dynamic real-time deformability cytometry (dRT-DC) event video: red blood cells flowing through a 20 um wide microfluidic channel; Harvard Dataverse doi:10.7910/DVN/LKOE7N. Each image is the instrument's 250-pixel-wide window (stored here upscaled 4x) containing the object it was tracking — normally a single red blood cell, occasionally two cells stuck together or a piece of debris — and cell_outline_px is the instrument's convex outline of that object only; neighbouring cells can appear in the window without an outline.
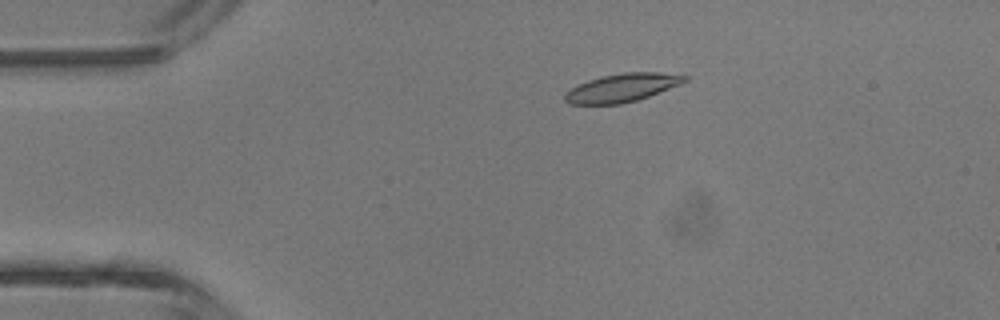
{"species": "common noctule bat (a hibernating species)", "species_latin": "Nyctalus noctula", "temperature_condition": "room temperature", "stored_images_in_passage": 3, "camera_frame_rate_fps": 3000, "um_per_image_px": 0.085, "animal": {"sex": "male", "body_mass_g": 13.3}, "frame": {"image": 1, "passage_image": 2, "time_ms": 1.333, "image_size_px": [1000, 320], "cell_outline_px": [[688, 80], [680, 84], [648, 96], [636, 100], [620, 104], [568, 104], [564, 100], [564, 92], [576, 84], [600, 76], [624, 72], [660, 72], [688, 76]], "centroid_in_image_um": [52.82, 7.45], "position_along_channel_um": 32.2, "area_um2": 19.83}}
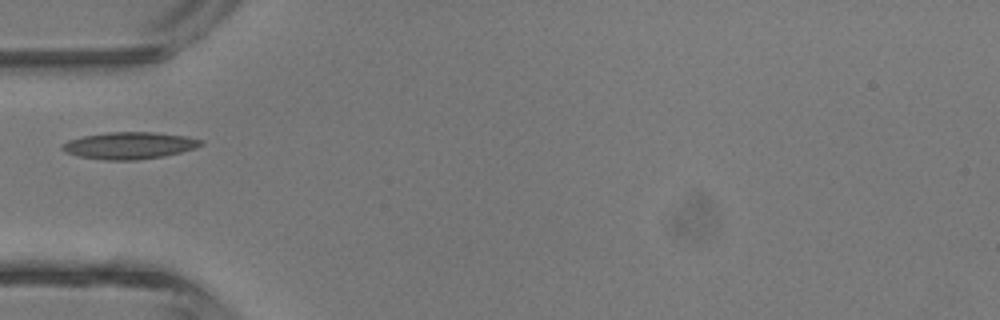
{"frame": {"image": 2, "passage_image": 3, "time_ms": 3.333, "image_size_px": [1000, 320], "cell_outline_px": [[204, 144], [196, 148], [164, 156], [136, 160], [104, 160], [80, 156], [64, 152], [60, 148], [60, 144], [68, 140], [84, 136], [108, 132], [152, 132], [188, 136], [204, 140]], "centroid_in_image_um": [11.0, 12.36], "position_along_channel_um": 74.0, "area_um2": 21.91}}